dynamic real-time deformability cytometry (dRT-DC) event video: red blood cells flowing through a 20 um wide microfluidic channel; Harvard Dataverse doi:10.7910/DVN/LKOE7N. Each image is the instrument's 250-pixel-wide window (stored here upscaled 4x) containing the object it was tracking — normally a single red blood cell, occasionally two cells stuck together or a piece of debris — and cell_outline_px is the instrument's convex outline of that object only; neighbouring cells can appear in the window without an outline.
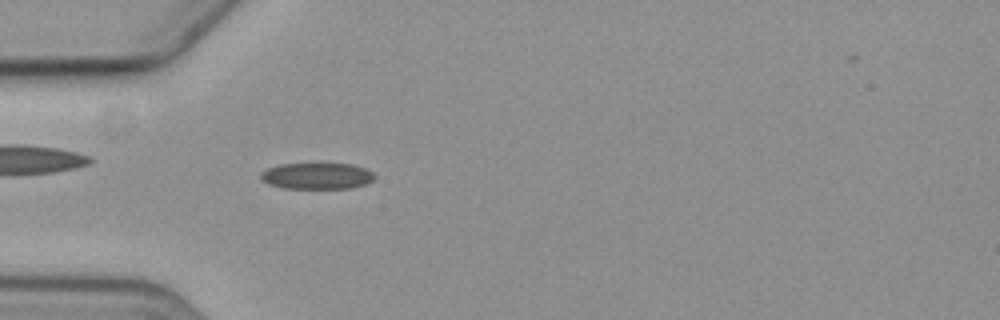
{"species": "common noctule bat (a hibernating species)", "species_latin": "Nyctalus noctula", "temperature_condition": "cold", "stored_images_in_passage": 4, "camera_frame_rate_fps": 3000, "um_per_image_px": 0.085, "animal": {"sex": "female", "body_mass_g": 19.3, "forearm_length_mm": 54.1}, "frame": {"image": 1, "passage_image": 4, "time_ms": 3.333, "image_size_px": [1000, 320], "cell_outline_px": [[376, 176], [372, 180], [364, 184], [352, 188], [284, 188], [268, 184], [260, 180], [260, 172], [268, 168], [280, 164], [352, 164], [364, 168], [372, 172]], "centroid_in_image_um": [26.9, 14.96], "position_along_channel_um": 58.1, "area_um2": 17.4}}